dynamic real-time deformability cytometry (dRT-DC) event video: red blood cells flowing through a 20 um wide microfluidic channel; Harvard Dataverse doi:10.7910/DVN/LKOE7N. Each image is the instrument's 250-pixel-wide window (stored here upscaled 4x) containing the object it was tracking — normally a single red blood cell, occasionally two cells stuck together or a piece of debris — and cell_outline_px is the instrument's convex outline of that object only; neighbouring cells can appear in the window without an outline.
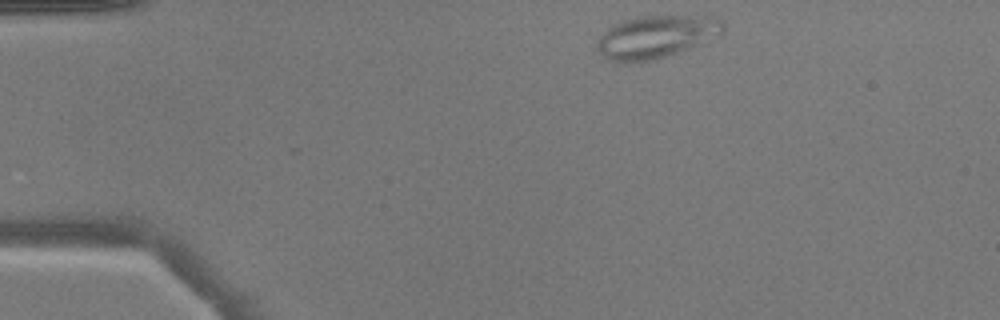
{"species": "common noctule bat (a hibernating species)", "species_latin": "Nyctalus noctula", "temperature_condition": "warm", "stored_images_in_passage": 42, "camera_frame_rate_fps": 3000, "um_per_image_px": 0.085, "animal": {"sex": "male", "body_mass_g": 17.9}, "frame": {"image": 1, "passage_image": 1, "time_ms": 0.0, "image_size_px": [1000, 320], "cell_outline_px": [[724, 32], [688, 48], [656, 60], [624, 64], [608, 60], [596, 48], [596, 44], [600, 36], [608, 28], [624, 20], [636, 16], [712, 16], [724, 20]], "centroid_in_image_um": [55.74, 3.14], "position_along_channel_um": 29.3, "area_um2": 31.39}}
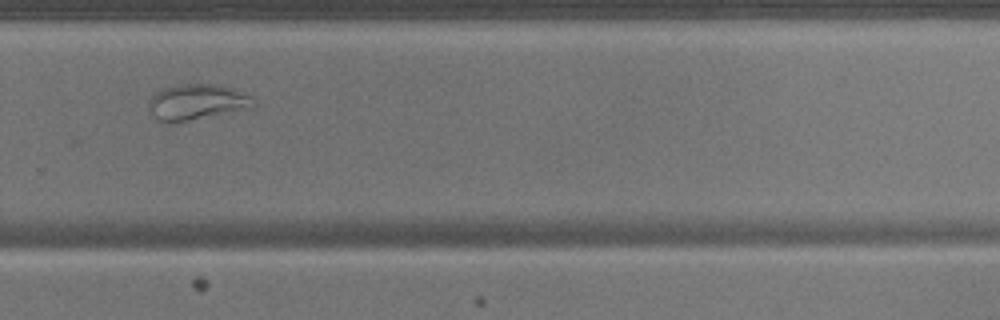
{"frame": {"image": 2, "passage_image": 27, "time_ms": 8.667, "image_size_px": [1000, 320], "cell_outline_px": [[256, 108], [188, 120], [156, 120], [148, 108], [148, 100], [156, 92], [164, 88], [180, 84], [216, 84], [252, 96], [256, 100]], "centroid_in_image_um": [16.78, 8.66], "position_along_channel_um": 313.0, "area_um2": 21.56}}
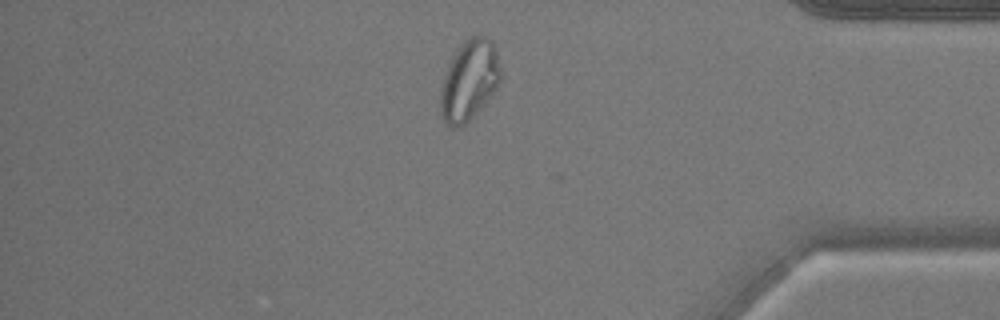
{"frame": {"image": 3, "passage_image": 35, "time_ms": 11.333, "image_size_px": [1000, 320], "cell_outline_px": [[500, 80], [496, 88], [468, 120], [464, 124], [456, 128], [452, 128], [440, 116], [440, 88], [448, 64], [452, 56], [464, 40], [480, 32], [492, 40], [496, 52], [500, 72]], "centroid_in_image_um": [39.85, 6.78], "position_along_channel_um": 395.3, "area_um2": 27.86}}